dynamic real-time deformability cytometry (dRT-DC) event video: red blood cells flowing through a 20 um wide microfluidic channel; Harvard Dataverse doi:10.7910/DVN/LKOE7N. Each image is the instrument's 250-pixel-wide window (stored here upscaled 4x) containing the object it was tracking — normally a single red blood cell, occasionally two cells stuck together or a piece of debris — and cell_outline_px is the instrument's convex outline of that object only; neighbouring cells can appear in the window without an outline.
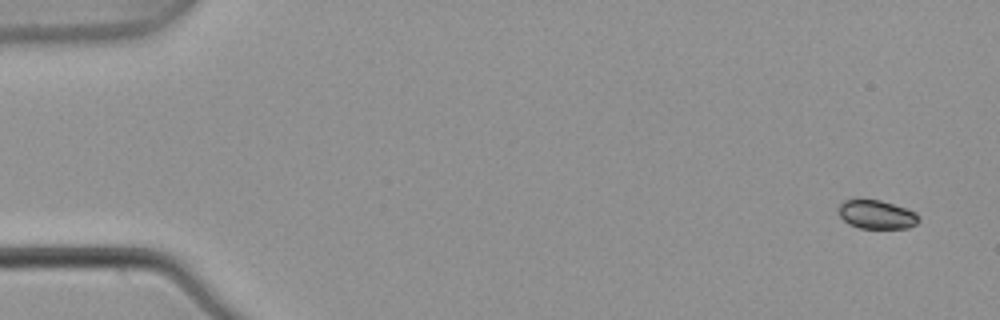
{"species": "common noctule bat (a hibernating species)", "species_latin": "Nyctalus noctula", "temperature_condition": "warm", "stored_images_in_passage": 4, "camera_frame_rate_fps": 3000, "um_per_image_px": 0.085, "animal": {"sex": "male", "body_mass_g": 21.5, "forearm_length_mm": 52.0}, "frame": {"image": 1, "passage_image": 1, "time_ms": 0.0, "image_size_px": [1000, 320], "cell_outline_px": [[920, 220], [916, 224], [908, 228], [860, 228], [848, 224], [840, 216], [840, 204], [844, 200], [880, 200], [908, 208], [916, 212], [920, 216]], "centroid_in_image_um": [74.57, 18.24], "position_along_channel_um": 10.4, "area_um2": 13.41}}
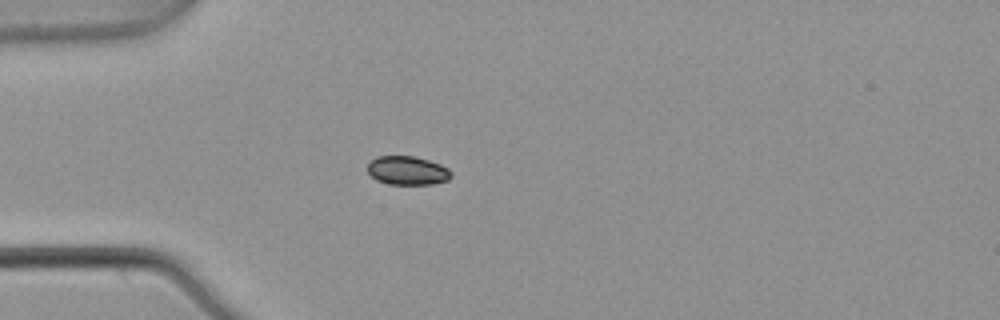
{"frame": {"image": 2, "passage_image": 4, "time_ms": 1.0, "image_size_px": [1000, 320], "cell_outline_px": [[452, 176], [448, 180], [432, 184], [388, 184], [376, 180], [368, 172], [368, 164], [376, 156], [412, 156], [428, 160], [440, 164], [448, 168], [452, 172]], "centroid_in_image_um": [34.64, 14.5], "position_along_channel_um": 50.4, "area_um2": 13.99}}